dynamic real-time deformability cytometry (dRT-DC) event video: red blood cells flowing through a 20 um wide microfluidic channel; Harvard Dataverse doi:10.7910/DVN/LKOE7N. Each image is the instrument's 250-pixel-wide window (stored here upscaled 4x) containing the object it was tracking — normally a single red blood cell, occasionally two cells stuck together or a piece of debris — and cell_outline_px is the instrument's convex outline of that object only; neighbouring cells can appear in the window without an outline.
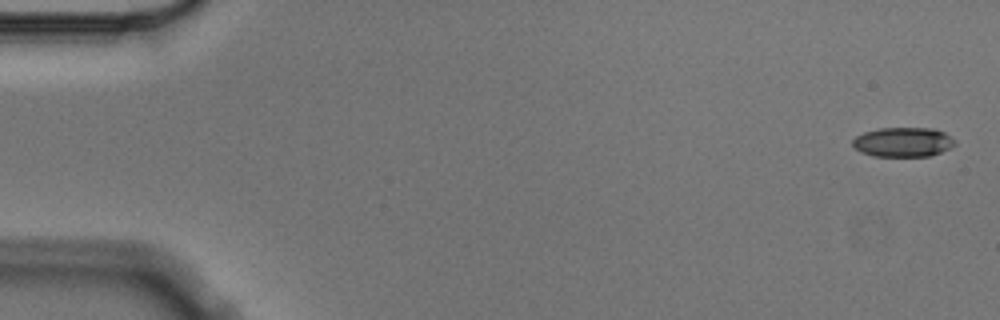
{"species": "Egyptian fruit bat (a non-hibernating species)", "species_latin": "Rousettus aegyptiacus", "temperature_condition": "cold", "stored_images_in_passage": 5, "camera_frame_rate_fps": 3000, "um_per_image_px": 0.085, "animal": {"sex": "male"}, "frame": {"image": 1, "passage_image": 1, "time_ms": 0.0, "image_size_px": [1000, 320], "cell_outline_px": [[956, 144], [940, 152], [928, 156], [872, 156], [860, 152], [852, 144], [852, 140], [856, 136], [864, 132], [880, 128], [932, 128], [944, 132], [956, 140]], "centroid_in_image_um": [76.75, 12.07], "position_along_channel_um": 8.3, "area_um2": 17.57}}
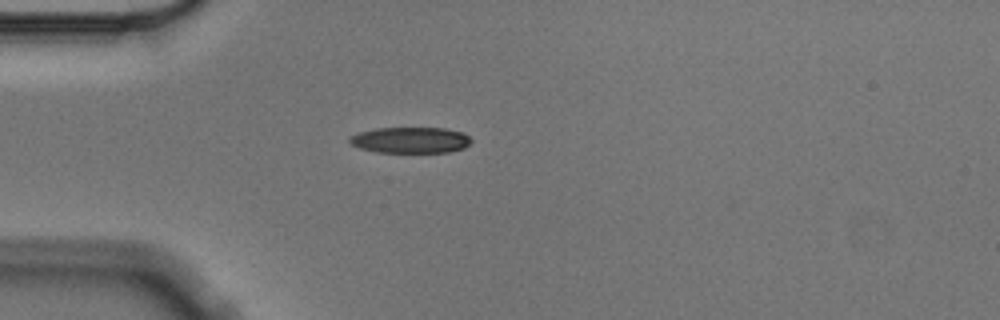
{"frame": {"image": 2, "passage_image": 4, "time_ms": 1.0, "image_size_px": [1000, 320], "cell_outline_px": [[472, 140], [464, 148], [448, 152], [376, 152], [360, 148], [352, 144], [348, 140], [348, 136], [360, 132], [376, 128], [444, 128], [464, 132]], "centroid_in_image_um": [34.88, 11.9], "position_along_channel_um": 50.1, "area_um2": 18.44}}